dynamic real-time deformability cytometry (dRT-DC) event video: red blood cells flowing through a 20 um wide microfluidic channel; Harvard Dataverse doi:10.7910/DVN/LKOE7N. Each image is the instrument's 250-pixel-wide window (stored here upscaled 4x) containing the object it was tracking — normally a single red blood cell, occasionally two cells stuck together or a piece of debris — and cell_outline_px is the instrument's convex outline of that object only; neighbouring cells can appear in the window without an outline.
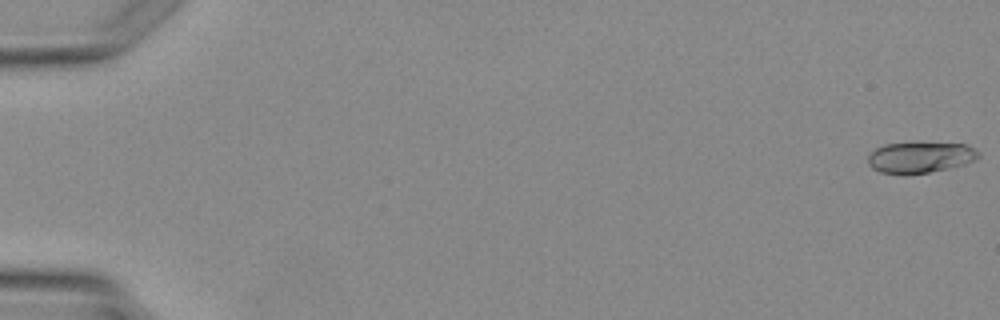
{"species": "Egyptian fruit bat (a non-hibernating species)", "species_latin": "Rousettus aegyptiacus", "temperature_condition": "warm", "stored_images_in_passage": 4, "camera_frame_rate_fps": 3000, "um_per_image_px": 0.085, "animal": {"sex": "female"}, "frame": {"image": 1, "passage_image": 1, "time_ms": 0.0, "image_size_px": [1000, 320], "cell_outline_px": [[980, 156], [976, 160], [964, 164], [948, 168], [928, 172], [904, 176], [900, 176], [880, 172], [872, 168], [868, 164], [868, 156], [876, 148], [884, 144], [912, 140], [968, 144], [976, 148], [980, 152]], "centroid_in_image_um": [78.22, 13.34], "position_along_channel_um": 6.8, "area_um2": 21.21}}
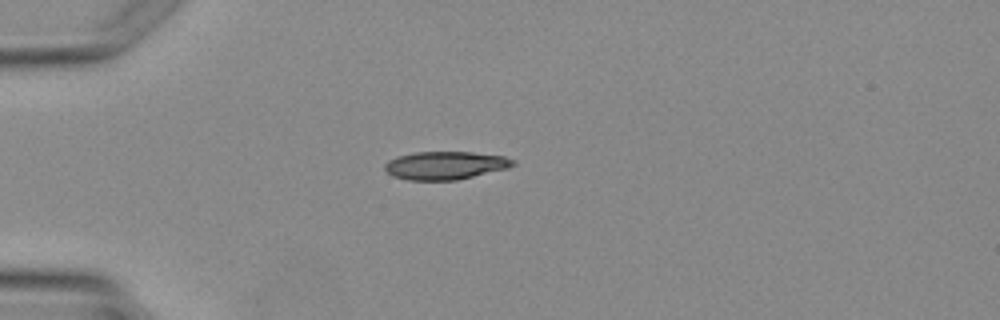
{"frame": {"image": 2, "passage_image": 4, "time_ms": 3.667, "image_size_px": [1000, 320], "cell_outline_px": [[516, 164], [508, 168], [456, 180], [408, 180], [392, 176], [384, 168], [384, 164], [388, 160], [396, 156], [416, 152], [472, 152], [504, 156], [516, 160]], "centroid_in_image_um": [37.85, 14.05], "position_along_channel_um": 47.2, "area_um2": 21.04}}